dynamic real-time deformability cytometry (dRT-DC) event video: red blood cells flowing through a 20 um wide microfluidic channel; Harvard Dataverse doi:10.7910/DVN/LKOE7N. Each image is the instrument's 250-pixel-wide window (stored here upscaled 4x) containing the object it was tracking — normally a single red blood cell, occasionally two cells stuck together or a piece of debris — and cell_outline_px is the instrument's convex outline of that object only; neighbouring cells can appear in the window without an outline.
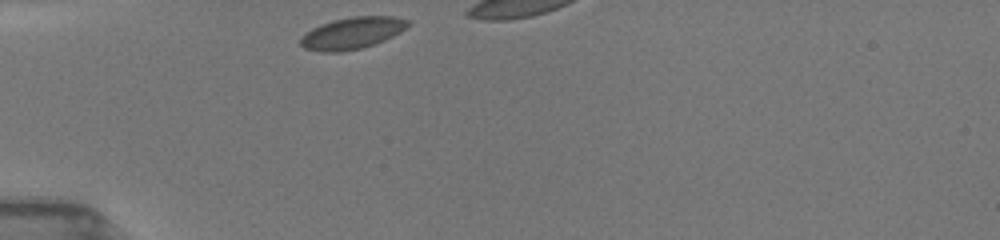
{"species": "common noctule bat (a hibernating species)", "species_latin": "Nyctalus noctula", "temperature_condition": "room temperature", "stored_images_in_passage": 13, "camera_frame_rate_fps": 3000, "um_per_image_px": 0.085, "animal": {"sex": "female", "body_mass_g": 19.5, "forearm_length_mm": 54.1}, "frame": {"image": 1, "passage_image": 1, "time_ms": 0.0, "image_size_px": [1000, 240], "cell_outline_px": [[412, 24], [400, 32], [384, 40], [360, 48], [340, 52], [320, 52], [304, 48], [300, 44], [300, 36], [304, 32], [320, 24], [352, 16], [396, 16], [408, 20]], "centroid_in_image_um": [29.92, 2.8], "position_along_channel_um": 55.1, "area_um2": 19.94}}
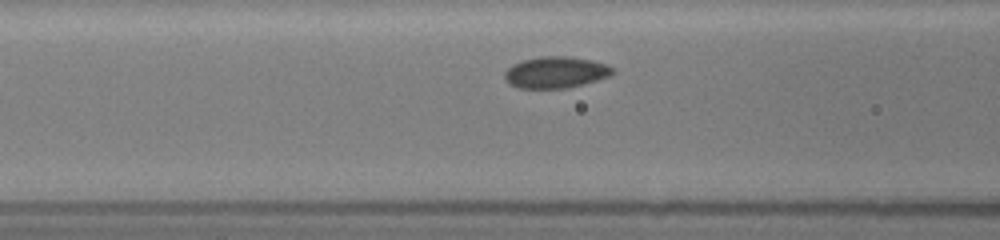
{"frame": {"image": 2, "passage_image": 6, "time_ms": 2.0, "image_size_px": [1000, 240], "cell_outline_px": [[616, 72], [608, 76], [584, 84], [568, 88], [516, 88], [508, 84], [504, 80], [504, 72], [512, 64], [524, 60], [540, 56], [564, 56], [592, 60], [608, 64]], "centroid_in_image_um": [47.21, 6.15], "position_along_channel_um": 119.4, "area_um2": 19.94}}
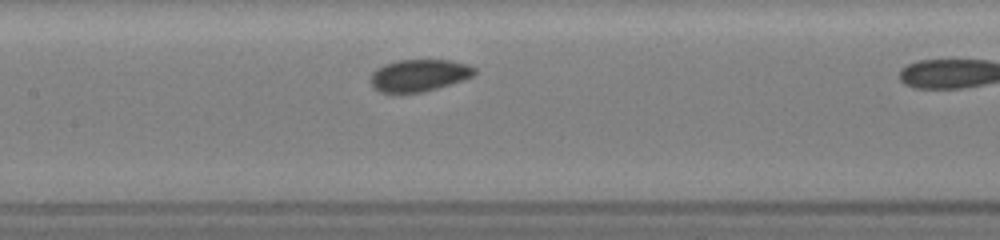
{"frame": {"image": 3, "passage_image": 12, "time_ms": 3.333, "image_size_px": [1000, 240], "cell_outline_px": [[476, 72], [472, 76], [464, 80], [424, 92], [380, 92], [372, 88], [368, 80], [372, 72], [376, 68], [384, 64], [400, 60], [452, 60], [468, 64], [476, 68]], "centroid_in_image_um": [35.6, 6.4], "position_along_channel_um": 171.8, "area_um2": 19.65}}